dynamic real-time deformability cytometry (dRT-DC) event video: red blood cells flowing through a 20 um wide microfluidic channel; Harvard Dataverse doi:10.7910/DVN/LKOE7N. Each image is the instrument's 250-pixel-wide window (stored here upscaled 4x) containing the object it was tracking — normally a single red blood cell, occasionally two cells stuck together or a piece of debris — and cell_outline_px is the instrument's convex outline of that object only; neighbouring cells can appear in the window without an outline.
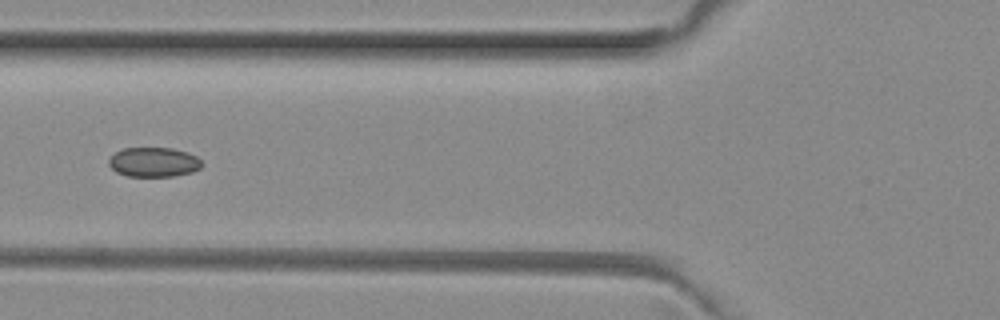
{"species": "common noctule bat (a hibernating species)", "species_latin": "Nyctalus noctula", "temperature_condition": "room temperature", "stored_images_in_passage": 6, "camera_frame_rate_fps": 3000, "um_per_image_px": 0.085, "animal": {"sex": "female", "body_mass_g": 29.2, "forearm_length_mm": 56.3}, "frame": {"image": 1, "passage_image": 5, "time_ms": 1.333, "image_size_px": [1000, 320], "cell_outline_px": [[204, 164], [200, 168], [192, 172], [172, 176], [128, 176], [116, 172], [108, 164], [108, 160], [116, 152], [124, 148], [172, 148], [188, 152], [196, 156]], "centroid_in_image_um": [13.08, 13.78], "position_along_channel_um": 112.7, "area_um2": 16.01}}
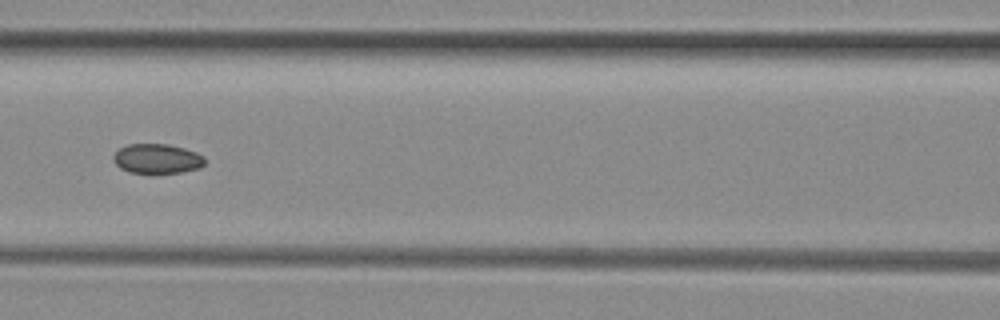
{"frame": {"image": 2, "passage_image": 6, "time_ms": 1.667, "image_size_px": [1000, 320], "cell_outline_px": [[204, 164], [200, 168], [180, 172], [152, 176], [128, 172], [120, 168], [112, 160], [112, 156], [120, 148], [128, 144], [168, 144], [184, 148], [196, 152], [204, 156]], "centroid_in_image_um": [13.33, 13.53], "position_along_channel_um": 153.3, "area_um2": 16.42}}